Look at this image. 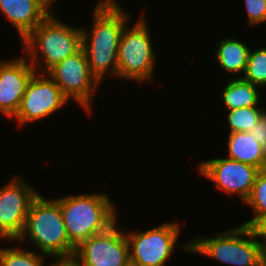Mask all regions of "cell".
Wrapping results in <instances>:
<instances>
[{"instance_id":"cell-1","label":"cell","mask_w":266,"mask_h":266,"mask_svg":"<svg viewBox=\"0 0 266 266\" xmlns=\"http://www.w3.org/2000/svg\"><path fill=\"white\" fill-rule=\"evenodd\" d=\"M130 15L118 0H98L89 31L81 27L82 48L91 73L100 83L106 76L117 77L119 42L124 27L131 23Z\"/></svg>"},{"instance_id":"cell-2","label":"cell","mask_w":266,"mask_h":266,"mask_svg":"<svg viewBox=\"0 0 266 266\" xmlns=\"http://www.w3.org/2000/svg\"><path fill=\"white\" fill-rule=\"evenodd\" d=\"M26 239L32 249L53 260L73 259L75 255L76 247L68 238L59 203L40 193L30 205L21 236L9 242L21 244Z\"/></svg>"},{"instance_id":"cell-3","label":"cell","mask_w":266,"mask_h":266,"mask_svg":"<svg viewBox=\"0 0 266 266\" xmlns=\"http://www.w3.org/2000/svg\"><path fill=\"white\" fill-rule=\"evenodd\" d=\"M59 20L58 15L51 12L21 41L24 56L37 73H47L82 48L81 26L74 27Z\"/></svg>"},{"instance_id":"cell-4","label":"cell","mask_w":266,"mask_h":266,"mask_svg":"<svg viewBox=\"0 0 266 266\" xmlns=\"http://www.w3.org/2000/svg\"><path fill=\"white\" fill-rule=\"evenodd\" d=\"M190 244V253L229 266H266L265 246L256 228L240 224L210 236H196Z\"/></svg>"},{"instance_id":"cell-5","label":"cell","mask_w":266,"mask_h":266,"mask_svg":"<svg viewBox=\"0 0 266 266\" xmlns=\"http://www.w3.org/2000/svg\"><path fill=\"white\" fill-rule=\"evenodd\" d=\"M108 196L91 192L54 198L60 205L68 238L76 248L117 221L118 209Z\"/></svg>"},{"instance_id":"cell-6","label":"cell","mask_w":266,"mask_h":266,"mask_svg":"<svg viewBox=\"0 0 266 266\" xmlns=\"http://www.w3.org/2000/svg\"><path fill=\"white\" fill-rule=\"evenodd\" d=\"M140 13L135 24H127L121 34L118 51L117 79L138 84L154 80L157 57L146 20ZM131 25V26H129Z\"/></svg>"},{"instance_id":"cell-7","label":"cell","mask_w":266,"mask_h":266,"mask_svg":"<svg viewBox=\"0 0 266 266\" xmlns=\"http://www.w3.org/2000/svg\"><path fill=\"white\" fill-rule=\"evenodd\" d=\"M130 260L139 266H167L176 247L190 252V241L177 243L181 233L179 222H164L148 230L127 232ZM176 246V247H175Z\"/></svg>"},{"instance_id":"cell-8","label":"cell","mask_w":266,"mask_h":266,"mask_svg":"<svg viewBox=\"0 0 266 266\" xmlns=\"http://www.w3.org/2000/svg\"><path fill=\"white\" fill-rule=\"evenodd\" d=\"M47 74L69 101H75L89 116L93 113V97L101 83L91 73L83 48L53 66Z\"/></svg>"},{"instance_id":"cell-9","label":"cell","mask_w":266,"mask_h":266,"mask_svg":"<svg viewBox=\"0 0 266 266\" xmlns=\"http://www.w3.org/2000/svg\"><path fill=\"white\" fill-rule=\"evenodd\" d=\"M20 174L0 187V237L4 242L21 236L32 201L39 192Z\"/></svg>"},{"instance_id":"cell-10","label":"cell","mask_w":266,"mask_h":266,"mask_svg":"<svg viewBox=\"0 0 266 266\" xmlns=\"http://www.w3.org/2000/svg\"><path fill=\"white\" fill-rule=\"evenodd\" d=\"M68 103L69 100L47 73L36 72L26 87L18 112L11 120L24 127L25 124L52 117Z\"/></svg>"},{"instance_id":"cell-11","label":"cell","mask_w":266,"mask_h":266,"mask_svg":"<svg viewBox=\"0 0 266 266\" xmlns=\"http://www.w3.org/2000/svg\"><path fill=\"white\" fill-rule=\"evenodd\" d=\"M195 169L208 181L215 183V188L224 192L228 197L234 195L240 197L245 203L249 197L252 187L260 169L225 156L199 161Z\"/></svg>"},{"instance_id":"cell-12","label":"cell","mask_w":266,"mask_h":266,"mask_svg":"<svg viewBox=\"0 0 266 266\" xmlns=\"http://www.w3.org/2000/svg\"><path fill=\"white\" fill-rule=\"evenodd\" d=\"M118 221L106 231L83 241L73 259L80 266H125L130 260L129 244Z\"/></svg>"},{"instance_id":"cell-13","label":"cell","mask_w":266,"mask_h":266,"mask_svg":"<svg viewBox=\"0 0 266 266\" xmlns=\"http://www.w3.org/2000/svg\"><path fill=\"white\" fill-rule=\"evenodd\" d=\"M18 57L0 60V113L8 119L18 112L26 87L36 73L26 56Z\"/></svg>"},{"instance_id":"cell-14","label":"cell","mask_w":266,"mask_h":266,"mask_svg":"<svg viewBox=\"0 0 266 266\" xmlns=\"http://www.w3.org/2000/svg\"><path fill=\"white\" fill-rule=\"evenodd\" d=\"M0 14L16 29L20 42L51 12L43 0H0Z\"/></svg>"},{"instance_id":"cell-15","label":"cell","mask_w":266,"mask_h":266,"mask_svg":"<svg viewBox=\"0 0 266 266\" xmlns=\"http://www.w3.org/2000/svg\"><path fill=\"white\" fill-rule=\"evenodd\" d=\"M216 46L213 54L221 70L226 71L228 75L231 74L232 78H242L247 67L251 46L249 47L246 42L234 36L221 38Z\"/></svg>"},{"instance_id":"cell-16","label":"cell","mask_w":266,"mask_h":266,"mask_svg":"<svg viewBox=\"0 0 266 266\" xmlns=\"http://www.w3.org/2000/svg\"><path fill=\"white\" fill-rule=\"evenodd\" d=\"M226 157L252 165L260 170L266 168V149L250 132H233L227 136Z\"/></svg>"},{"instance_id":"cell-17","label":"cell","mask_w":266,"mask_h":266,"mask_svg":"<svg viewBox=\"0 0 266 266\" xmlns=\"http://www.w3.org/2000/svg\"><path fill=\"white\" fill-rule=\"evenodd\" d=\"M263 91L257 85H253L243 78H232L228 80L226 86L221 90L222 103L224 109L234 110L244 107L260 106Z\"/></svg>"},{"instance_id":"cell-18","label":"cell","mask_w":266,"mask_h":266,"mask_svg":"<svg viewBox=\"0 0 266 266\" xmlns=\"http://www.w3.org/2000/svg\"><path fill=\"white\" fill-rule=\"evenodd\" d=\"M253 210V218L242 225L256 228L266 218V168L258 172L251 193L244 203Z\"/></svg>"},{"instance_id":"cell-19","label":"cell","mask_w":266,"mask_h":266,"mask_svg":"<svg viewBox=\"0 0 266 266\" xmlns=\"http://www.w3.org/2000/svg\"><path fill=\"white\" fill-rule=\"evenodd\" d=\"M49 257L42 253L23 247H0V266H45V259ZM51 262L46 265L50 266Z\"/></svg>"},{"instance_id":"cell-20","label":"cell","mask_w":266,"mask_h":266,"mask_svg":"<svg viewBox=\"0 0 266 266\" xmlns=\"http://www.w3.org/2000/svg\"><path fill=\"white\" fill-rule=\"evenodd\" d=\"M266 113L261 106L244 107L227 111V125L229 132H250L259 119Z\"/></svg>"},{"instance_id":"cell-21","label":"cell","mask_w":266,"mask_h":266,"mask_svg":"<svg viewBox=\"0 0 266 266\" xmlns=\"http://www.w3.org/2000/svg\"><path fill=\"white\" fill-rule=\"evenodd\" d=\"M260 88L266 86V47L250 49L248 63L242 77Z\"/></svg>"},{"instance_id":"cell-22","label":"cell","mask_w":266,"mask_h":266,"mask_svg":"<svg viewBox=\"0 0 266 266\" xmlns=\"http://www.w3.org/2000/svg\"><path fill=\"white\" fill-rule=\"evenodd\" d=\"M249 28L266 23V0H244Z\"/></svg>"},{"instance_id":"cell-23","label":"cell","mask_w":266,"mask_h":266,"mask_svg":"<svg viewBox=\"0 0 266 266\" xmlns=\"http://www.w3.org/2000/svg\"><path fill=\"white\" fill-rule=\"evenodd\" d=\"M250 133L266 149V113L259 119Z\"/></svg>"},{"instance_id":"cell-24","label":"cell","mask_w":266,"mask_h":266,"mask_svg":"<svg viewBox=\"0 0 266 266\" xmlns=\"http://www.w3.org/2000/svg\"><path fill=\"white\" fill-rule=\"evenodd\" d=\"M50 266H80L74 259L53 260Z\"/></svg>"},{"instance_id":"cell-25","label":"cell","mask_w":266,"mask_h":266,"mask_svg":"<svg viewBox=\"0 0 266 266\" xmlns=\"http://www.w3.org/2000/svg\"><path fill=\"white\" fill-rule=\"evenodd\" d=\"M261 241L264 243V246L266 248V218L256 227Z\"/></svg>"},{"instance_id":"cell-26","label":"cell","mask_w":266,"mask_h":266,"mask_svg":"<svg viewBox=\"0 0 266 266\" xmlns=\"http://www.w3.org/2000/svg\"><path fill=\"white\" fill-rule=\"evenodd\" d=\"M45 4L51 9V5H54L57 0H43Z\"/></svg>"},{"instance_id":"cell-27","label":"cell","mask_w":266,"mask_h":266,"mask_svg":"<svg viewBox=\"0 0 266 266\" xmlns=\"http://www.w3.org/2000/svg\"><path fill=\"white\" fill-rule=\"evenodd\" d=\"M125 266H139L137 263L129 260L128 263Z\"/></svg>"}]
</instances>
